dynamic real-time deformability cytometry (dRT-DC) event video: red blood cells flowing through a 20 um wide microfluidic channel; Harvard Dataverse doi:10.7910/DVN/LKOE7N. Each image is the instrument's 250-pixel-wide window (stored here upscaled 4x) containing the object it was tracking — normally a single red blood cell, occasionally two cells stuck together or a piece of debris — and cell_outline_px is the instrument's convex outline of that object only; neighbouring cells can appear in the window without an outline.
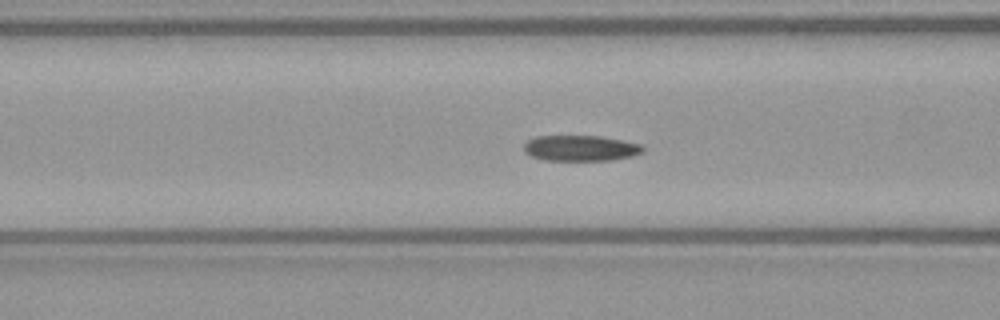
{"species": "common noctule bat (a hibernating species)", "species_latin": "Nyctalus noctula", "temperature_condition": "warm", "stored_images_in_passage": 54, "camera_frame_rate_fps": 3000, "um_per_image_px": 0.085, "animal": {"sex": "female", "body_mass_g": 21.9}, "frame": {"image": 1, "passage_image": 20, "time_ms": 6.333, "image_size_px": [1000, 320], "cell_outline_px": [[644, 152], [632, 156], [612, 160], [544, 160], [532, 156], [524, 152], [524, 144], [528, 140], [536, 136], [600, 136], [640, 144], [644, 148]], "centroid_in_image_um": [49.34, 12.59], "position_along_channel_um": 117.3, "area_um2": 17.74}}
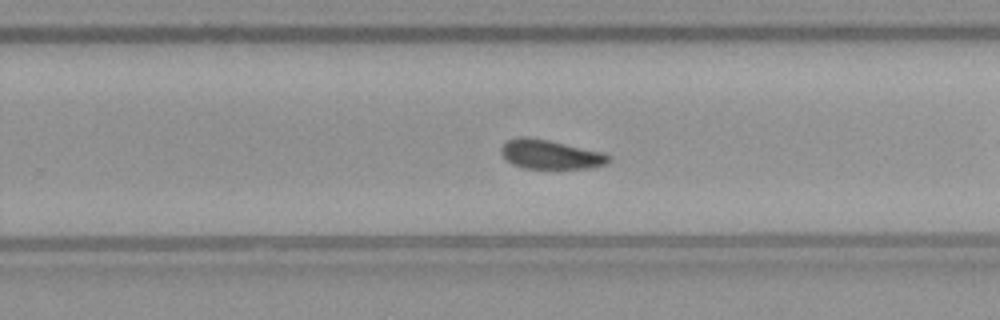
{"frame": {"image": 2, "passage_image": 33, "time_ms": 10.667, "image_size_px": [1000, 320], "cell_outline_px": [[612, 160], [608, 164], [592, 168], [524, 168], [512, 164], [500, 152], [500, 148], [504, 140], [516, 136], [528, 136], [548, 140], [604, 152], [612, 156]], "centroid_in_image_um": [46.8, 13.11], "position_along_channel_um": 283.0, "area_um2": 18.67}}
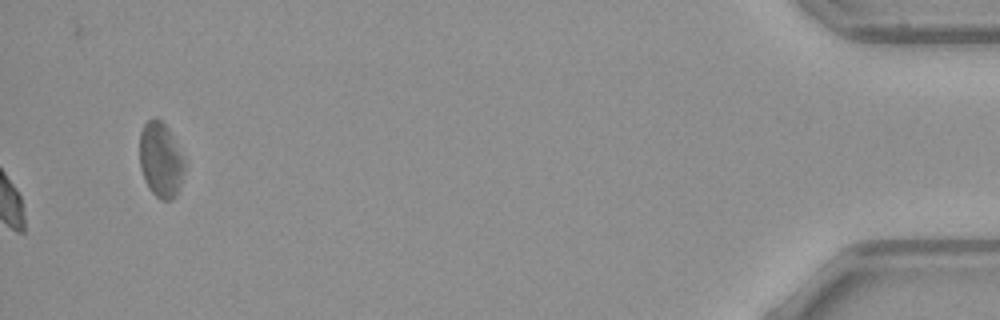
{"frame": {"image": 3, "passage_image": 54, "time_ms": 17.667, "image_size_px": [1000, 320], "cell_outline_px": [[184, 172], [176, 196], [172, 200], [160, 200], [148, 188], [144, 180], [140, 168], [140, 132], [144, 124], [148, 120], [156, 116], [168, 128], [184, 156]], "centroid_in_image_um": [13.66, 13.59], "position_along_channel_um": 421.5, "area_um2": 19.83}, "authors_computed_cell_mechanics": {"area_um2": 18.1781, "velocity_mm_per_s": 3.8218, "shape_relaxation_time_tau1_ms": 4.9612, "shape_relaxation_time_tau2_ms": 6.0133, "deformation_change_tau1": 0.1026, "deformation_change_tau2": 0.1197}}